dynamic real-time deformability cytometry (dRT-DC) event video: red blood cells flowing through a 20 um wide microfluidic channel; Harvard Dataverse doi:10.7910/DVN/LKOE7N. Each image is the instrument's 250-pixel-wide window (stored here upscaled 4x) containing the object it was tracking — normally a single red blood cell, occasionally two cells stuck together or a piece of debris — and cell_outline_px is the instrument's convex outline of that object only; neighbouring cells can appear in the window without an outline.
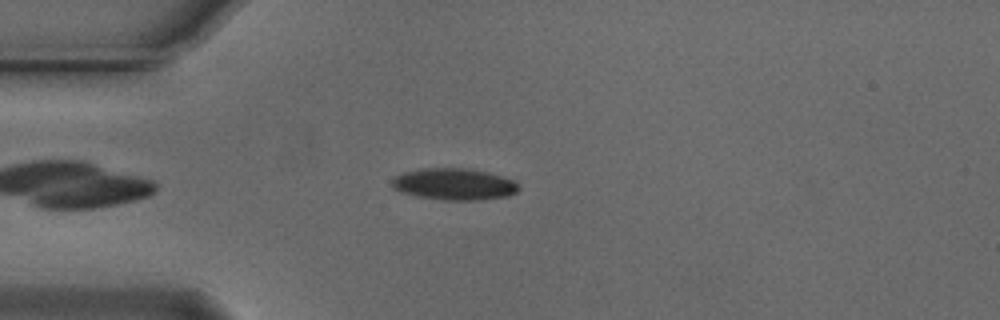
{"species": "Egyptian fruit bat (a non-hibernating species)", "species_latin": "Rousettus aegyptiacus", "temperature_condition": "cold", "stored_images_in_passage": 42, "camera_frame_rate_fps": 3000, "um_per_image_px": 0.085, "animal": {"sex": "male"}, "frame": {"image": 1, "passage_image": 2, "time_ms": 0.333, "image_size_px": [1000, 320], "cell_outline_px": [[520, 188], [516, 192], [508, 196], [480, 200], [440, 200], [416, 196], [392, 188], [392, 180], [396, 176], [404, 172], [424, 168], [472, 168], [488, 172], [512, 180], [520, 184]], "centroid_in_image_um": [38.63, 15.65], "position_along_channel_um": 46.4, "area_um2": 23.47}}
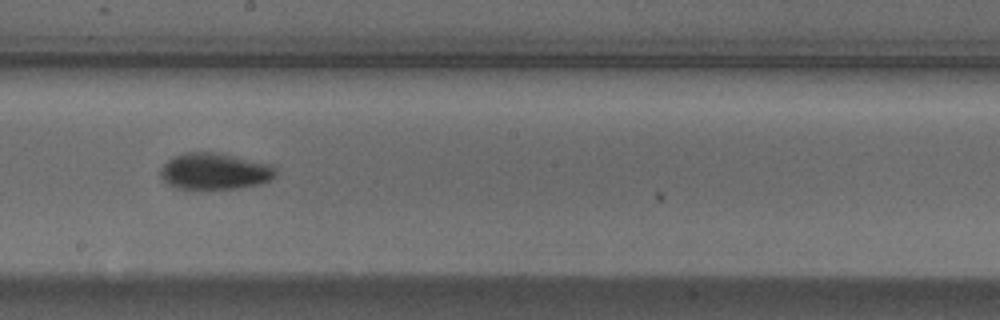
{"frame": {"image": 2, "passage_image": 18, "time_ms": 5.667, "image_size_px": [1000, 320], "cell_outline_px": [[276, 176], [272, 180], [260, 184], [240, 188], [200, 192], [172, 188], [160, 176], [160, 168], [172, 156], [184, 152], [220, 152], [272, 164], [276, 168]], "centroid_in_image_um": [18.24, 14.6], "position_along_channel_um": 230.0, "area_um2": 25.84}}
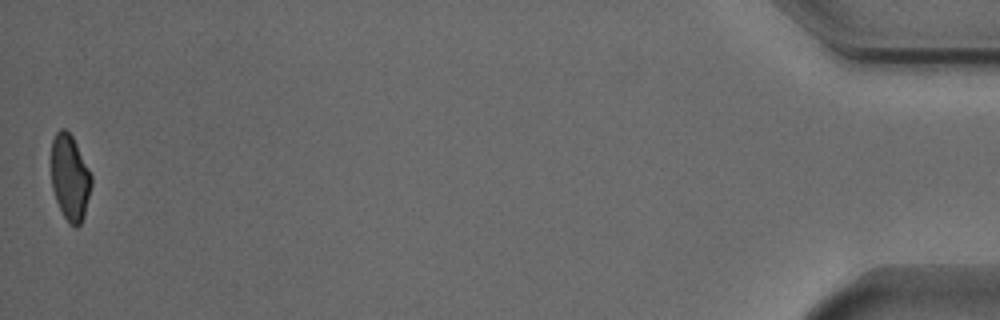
{"frame": {"image": 3, "passage_image": 42, "time_ms": 13.667, "image_size_px": [1000, 320], "cell_outline_px": [[92, 184], [84, 216], [80, 224], [76, 228], [64, 216], [56, 200], [52, 188], [52, 140], [56, 132], [60, 128], [64, 128], [72, 136], [92, 176]], "centroid_in_image_um": [5.95, 15.08], "position_along_channel_um": 429.3, "area_um2": 19.77}, "authors_computed_cell_mechanics": {"area_um2": 23.2067, "velocity_mm_per_s": 3.7401, "shape_relaxation_time_tau1_ms": 2.8875, "shape_relaxation_time_tau2_ms": null, "deformation_change_tau1": 0.1103, "deformation_change_tau2": null}}